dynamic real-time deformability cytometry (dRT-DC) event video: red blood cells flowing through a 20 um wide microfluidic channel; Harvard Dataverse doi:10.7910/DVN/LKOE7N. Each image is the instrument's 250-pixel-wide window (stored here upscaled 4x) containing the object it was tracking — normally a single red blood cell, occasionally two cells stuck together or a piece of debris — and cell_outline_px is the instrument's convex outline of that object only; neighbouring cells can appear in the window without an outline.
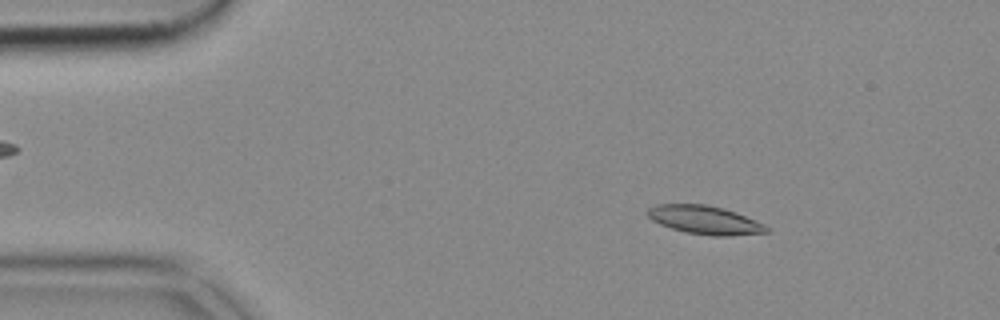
{"species": "common noctule bat (a hibernating species)", "species_latin": "Nyctalus noctula", "temperature_condition": "cold", "stored_images_in_passage": 52, "camera_frame_rate_fps": 3000, "um_per_image_px": 0.085, "animal": {"sex": "female", "body_mass_g": 18.4}, "frame": {"image": 1, "passage_image": 7, "time_ms": 2.0, "image_size_px": [1000, 320], "cell_outline_px": [[768, 232], [728, 236], [712, 236], [688, 232], [672, 228], [660, 224], [652, 220], [648, 216], [648, 208], [656, 204], [704, 204], [724, 208], [736, 212], [764, 224], [768, 228]], "centroid_in_image_um": [59.91, 18.69], "position_along_channel_um": 25.1, "area_um2": 19.54}}
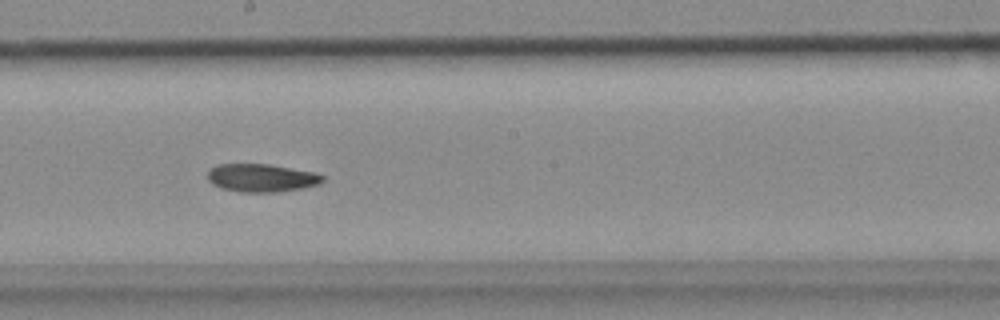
{"frame": {"image": 2, "passage_image": 28, "time_ms": 9.0, "image_size_px": [1000, 320], "cell_outline_px": [[324, 180], [320, 184], [300, 188], [276, 192], [240, 192], [220, 188], [212, 184], [208, 180], [208, 172], [216, 164], [268, 164], [316, 172], [324, 176]], "centroid_in_image_um": [22.23, 15.12], "position_along_channel_um": 226.0, "area_um2": 18.84}}
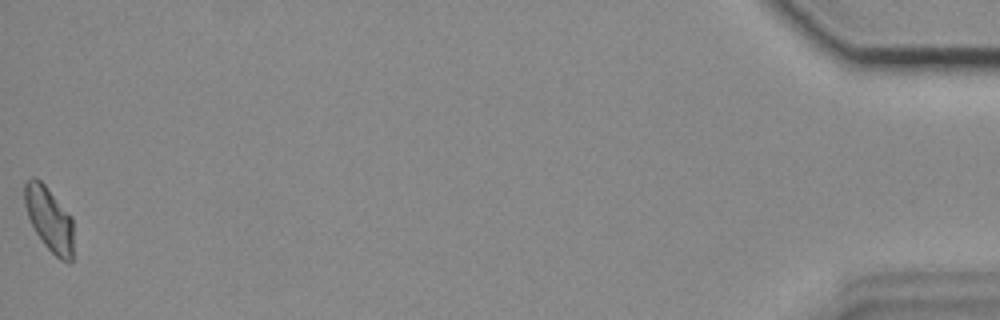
{"frame": {"image": 3, "passage_image": 52, "time_ms": 17.0, "image_size_px": [1000, 320], "cell_outline_px": [[72, 260], [60, 260], [44, 244], [36, 232], [28, 216], [24, 204], [24, 184], [32, 176], [36, 176], [44, 184], [72, 216]], "centroid_in_image_um": [4.16, 18.57], "position_along_channel_um": 431.0, "area_um2": 18.09}}